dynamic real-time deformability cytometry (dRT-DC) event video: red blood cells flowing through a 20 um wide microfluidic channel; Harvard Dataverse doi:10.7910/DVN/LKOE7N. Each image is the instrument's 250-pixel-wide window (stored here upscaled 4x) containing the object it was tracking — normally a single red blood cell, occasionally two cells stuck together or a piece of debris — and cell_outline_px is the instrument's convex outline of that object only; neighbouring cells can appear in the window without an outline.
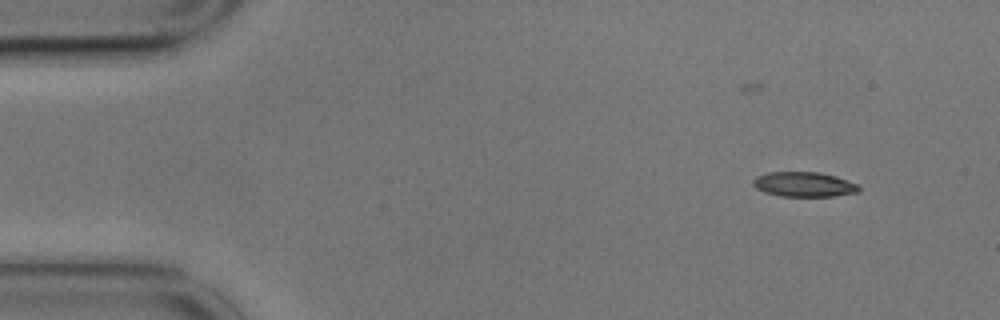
{"species": "common noctule bat (a hibernating species)", "species_latin": "Nyctalus noctula", "temperature_condition": "cold", "stored_images_in_passage": 5, "segment_of_instrument_passage": [1, 2], "camera_frame_rate_fps": 3000, "um_per_image_px": 0.085, "animal": {"sex": "male", "body_mass_g": 17.9}, "frame": {"image": 1, "passage_image": 1, "time_ms": 0.0, "image_size_px": [1000, 320], "cell_outline_px": [[860, 192], [836, 196], [780, 196], [764, 192], [756, 188], [752, 184], [752, 180], [756, 176], [768, 172], [820, 172], [836, 176], [860, 184]], "centroid_in_image_um": [68.37, 15.67], "position_along_channel_um": 16.6, "area_um2": 15.55}}
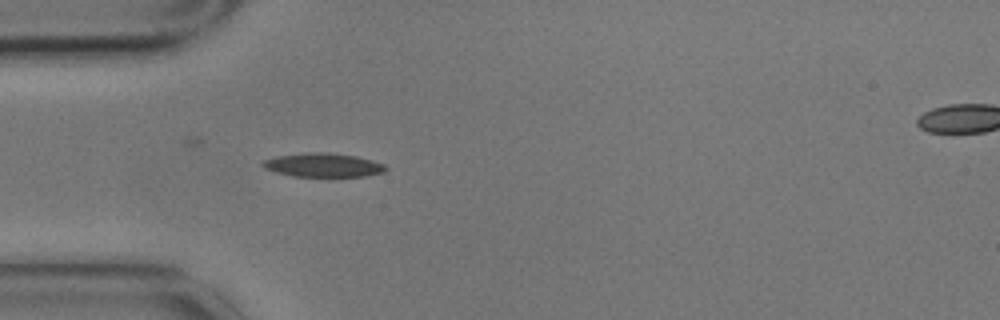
{"frame": {"image": 2, "passage_image": 4, "time_ms": 1.0, "image_size_px": [1000, 320], "cell_outline_px": [[388, 168], [384, 172], [364, 176], [292, 176], [276, 172], [264, 168], [260, 164], [264, 160], [276, 156], [308, 152], [328, 152], [356, 156], [372, 160], [384, 164]], "centroid_in_image_um": [27.46, 14.02], "position_along_channel_um": 57.5, "area_um2": 17.05}}